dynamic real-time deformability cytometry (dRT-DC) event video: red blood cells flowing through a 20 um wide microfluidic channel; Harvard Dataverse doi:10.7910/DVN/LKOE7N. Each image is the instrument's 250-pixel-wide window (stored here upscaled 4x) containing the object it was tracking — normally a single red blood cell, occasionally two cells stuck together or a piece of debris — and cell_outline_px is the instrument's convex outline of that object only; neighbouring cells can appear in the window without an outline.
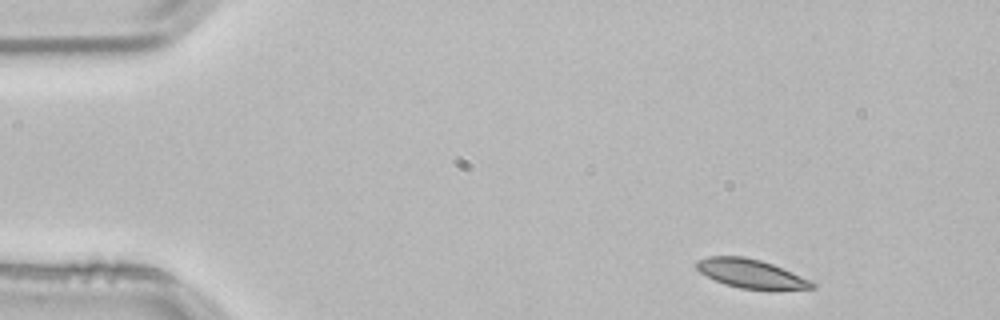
{"species": "common noctule bat (a hibernating species)", "species_latin": "Nyctalus noctula", "temperature_condition": "room temperature", "stored_images_in_passage": 2, "camera_frame_rate_fps": 3000, "um_per_image_px": 0.085, "animal": {"sex": "male", "body_mass_g": 21.5, "forearm_length_mm": 52.0}, "frame": {"image": 1, "passage_image": 1, "time_ms": 0.0, "image_size_px": [1000, 320], "cell_outline_px": [[816, 288], [740, 288], [724, 284], [700, 272], [696, 268], [696, 260], [708, 256], [744, 256], [760, 260], [772, 264], [812, 280], [816, 284]], "centroid_in_image_um": [63.79, 23.23], "position_along_channel_um": 21.2, "area_um2": 18.96}}